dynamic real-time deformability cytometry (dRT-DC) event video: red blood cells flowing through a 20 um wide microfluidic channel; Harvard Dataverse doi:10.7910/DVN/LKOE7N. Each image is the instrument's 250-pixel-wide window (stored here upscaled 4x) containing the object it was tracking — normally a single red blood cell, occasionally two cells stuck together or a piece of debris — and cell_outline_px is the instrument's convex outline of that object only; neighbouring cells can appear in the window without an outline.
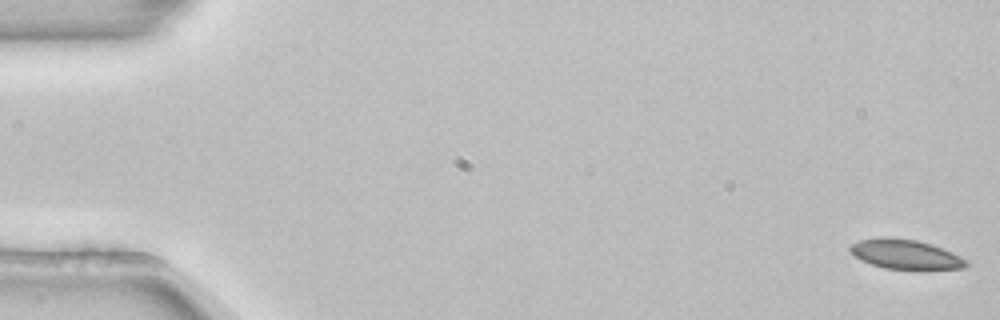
{"species": "common noctule bat (a hibernating species)", "species_latin": "Nyctalus noctula", "temperature_condition": "room temperature", "stored_images_in_passage": 54, "camera_frame_rate_fps": 3000, "um_per_image_px": 0.085, "animal": {"sex": "female", "body_mass_g": 22.7, "forearm_length_mm": 54.2}, "frame": {"image": 1, "passage_image": 1, "time_ms": 0.0, "image_size_px": [1000, 320], "cell_outline_px": [[968, 264], [964, 268], [884, 268], [860, 260], [848, 248], [852, 244], [860, 240], [916, 240], [932, 244], [952, 252], [968, 260]], "centroid_in_image_um": [77.02, 21.64], "position_along_channel_um": 8.0, "area_um2": 18.79}}
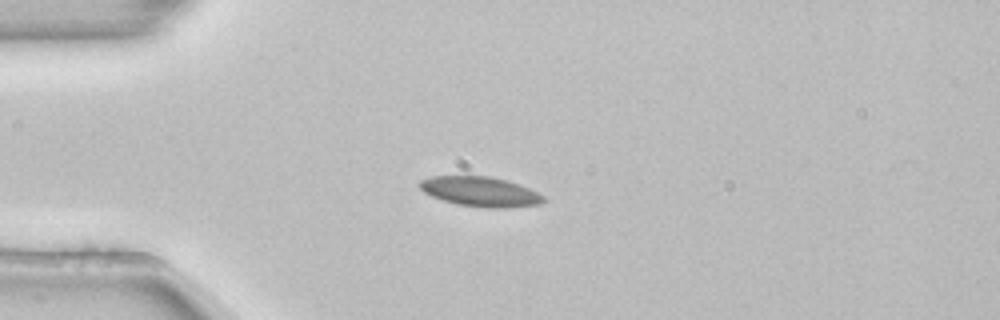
{"frame": {"image": 2, "passage_image": 14, "time_ms": 4.333, "image_size_px": [1000, 320], "cell_outline_px": [[548, 200], [540, 204], [504, 208], [484, 208], [456, 204], [432, 196], [424, 192], [416, 184], [420, 180], [432, 176], [488, 176], [504, 180], [528, 188], [544, 196]], "centroid_in_image_um": [40.8, 16.3], "position_along_channel_um": 44.2, "area_um2": 21.44}}
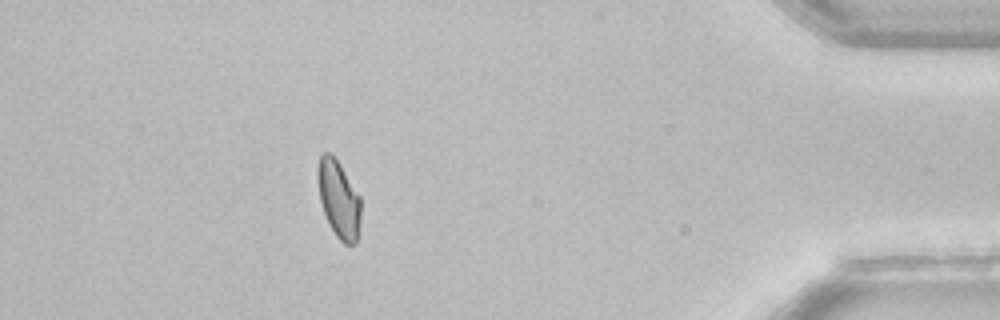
{"frame": {"image": 3, "passage_image": 48, "time_ms": 15.667, "image_size_px": [1000, 320], "cell_outline_px": [[360, 216], [356, 244], [344, 244], [336, 236], [324, 212], [320, 200], [316, 176], [316, 172], [320, 156], [324, 152], [332, 152], [340, 164], [360, 196]], "centroid_in_image_um": [28.77, 16.88], "position_along_channel_um": 406.4, "area_um2": 19.36}, "authors_computed_cell_mechanics": {"area_um2": 20.5768, "velocity_mm_per_s": 3.8465, "shape_relaxation_time_tau1_ms": 6.6183, "shape_relaxation_time_tau2_ms": null, "deformation_change_tau1": 0.1123, "deformation_change_tau2": null}}